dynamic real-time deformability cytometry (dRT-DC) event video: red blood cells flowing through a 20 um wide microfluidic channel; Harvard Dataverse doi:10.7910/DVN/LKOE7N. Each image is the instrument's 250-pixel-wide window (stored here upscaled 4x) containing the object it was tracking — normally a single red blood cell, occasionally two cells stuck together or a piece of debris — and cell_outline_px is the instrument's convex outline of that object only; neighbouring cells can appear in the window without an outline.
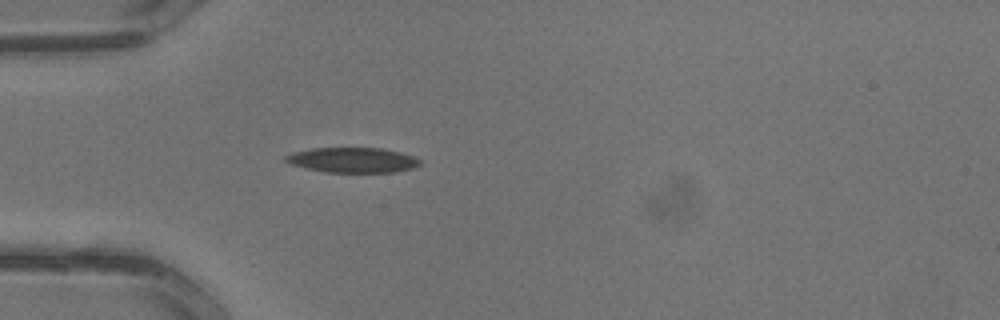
{"species": "common noctule bat (a hibernating species)", "species_latin": "Nyctalus noctula", "temperature_condition": "warm", "stored_images_in_passage": 3, "camera_frame_rate_fps": 3000, "um_per_image_px": 0.085, "animal": {"sex": "male", "body_mass_g": 13.3}, "frame": {"image": 1, "passage_image": 3, "time_ms": 0.667, "image_size_px": [1000, 320], "cell_outline_px": [[420, 164], [412, 168], [396, 172], [324, 172], [304, 168], [292, 164], [284, 160], [284, 156], [296, 152], [312, 148], [380, 148], [400, 152], [412, 156], [420, 160]], "centroid_in_image_um": [29.96, 13.61], "position_along_channel_um": 55.0, "area_um2": 19.48}}